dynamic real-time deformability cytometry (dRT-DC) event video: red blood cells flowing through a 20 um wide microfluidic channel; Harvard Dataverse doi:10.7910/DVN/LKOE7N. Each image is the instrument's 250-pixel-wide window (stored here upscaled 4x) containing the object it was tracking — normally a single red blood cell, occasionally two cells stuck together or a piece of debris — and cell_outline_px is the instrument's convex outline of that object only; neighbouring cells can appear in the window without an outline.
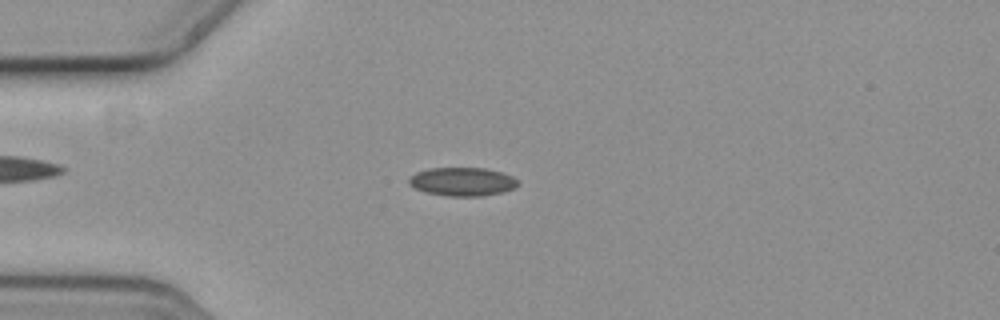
{"species": "common noctule bat (a hibernating species)", "species_latin": "Nyctalus noctula", "temperature_condition": "cold", "stored_images_in_passage": 54, "camera_frame_rate_fps": 3000, "um_per_image_px": 0.085, "animal": {"sex": "female", "body_mass_g": 19.3, "forearm_length_mm": 54.1}, "frame": {"image": 1, "passage_image": 12, "time_ms": 3.667, "image_size_px": [1000, 320], "cell_outline_px": [[520, 184], [516, 188], [504, 192], [484, 196], [448, 196], [424, 192], [408, 184], [408, 180], [416, 172], [428, 168], [484, 168], [500, 172], [512, 176]], "centroid_in_image_um": [39.32, 15.45], "position_along_channel_um": 45.7, "area_um2": 18.21}}
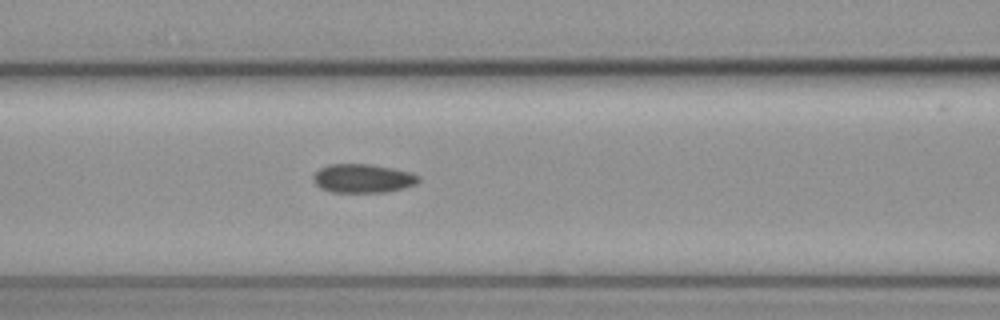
{"frame": {"image": 2, "passage_image": 21, "time_ms": 6.667, "image_size_px": [1000, 320], "cell_outline_px": [[420, 180], [416, 184], [404, 188], [384, 192], [332, 192], [320, 188], [312, 180], [312, 176], [320, 168], [328, 164], [372, 164], [412, 172], [420, 176]], "centroid_in_image_um": [30.85, 15.16], "position_along_channel_um": 135.8, "area_um2": 17.8}}
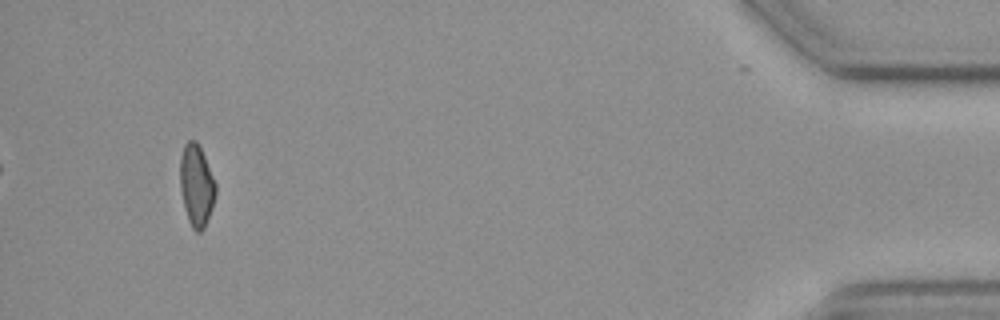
{"frame": {"image": 3, "passage_image": 51, "time_ms": 16.667, "image_size_px": [1000, 320], "cell_outline_px": [[216, 192], [212, 208], [204, 228], [200, 232], [196, 232], [192, 228], [188, 220], [184, 208], [180, 188], [180, 156], [184, 144], [188, 140], [196, 140], [204, 156], [216, 184]], "centroid_in_image_um": [16.68, 15.76], "position_along_channel_um": 418.5, "area_um2": 16.94}, "authors_computed_cell_mechanics": {"area_um2": 17.6868, "velocity_mm_per_s": 3.6146, "shape_relaxation_time_tau1_ms": null, "shape_relaxation_time_tau2_ms": 10.105, "deformation_change_tau1": null, "deformation_change_tau2": 0.1341}}